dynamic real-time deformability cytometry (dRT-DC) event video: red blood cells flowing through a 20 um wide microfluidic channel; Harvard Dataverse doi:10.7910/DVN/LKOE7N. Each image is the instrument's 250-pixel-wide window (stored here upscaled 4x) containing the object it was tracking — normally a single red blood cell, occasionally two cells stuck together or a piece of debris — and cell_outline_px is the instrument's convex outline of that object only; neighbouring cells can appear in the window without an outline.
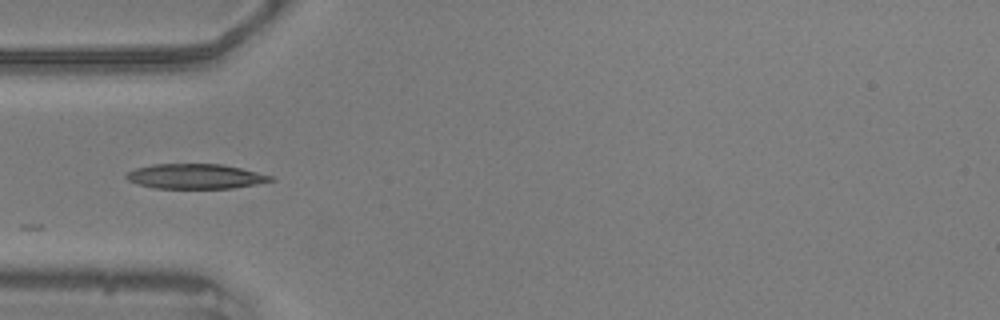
{"species": "common noctule bat (a hibernating species)", "species_latin": "Nyctalus noctula", "temperature_condition": "warm", "stored_images_in_passage": 26, "camera_frame_rate_fps": 3000, "um_per_image_px": 0.085, "animal": {"sex": "male", "body_mass_g": 20.5, "forearm_length_mm": 52.5}, "frame": {"image": 1, "passage_image": 1, "time_ms": 0.0, "image_size_px": [1000, 320], "cell_outline_px": [[276, 180], [256, 184], [232, 188], [156, 188], [136, 184], [128, 180], [124, 176], [128, 172], [136, 168], [152, 164], [224, 164], [272, 176]], "centroid_in_image_um": [16.59, 14.99], "position_along_channel_um": 68.4, "area_um2": 20.87}}
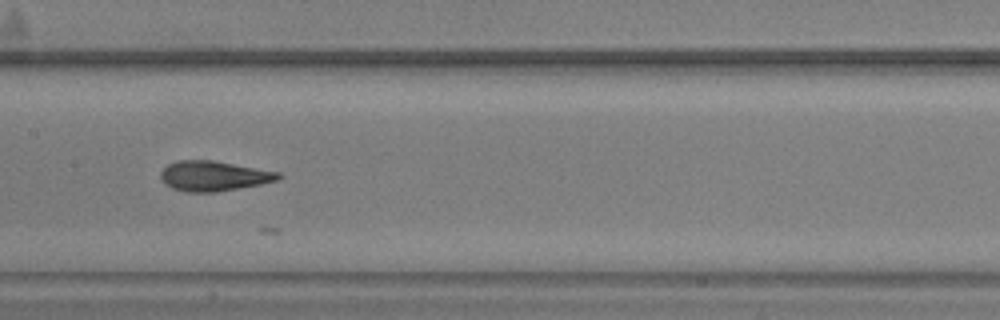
{"frame": {"image": 2, "passage_image": 11, "time_ms": 3.333, "image_size_px": [1000, 320], "cell_outline_px": [[284, 176], [280, 180], [260, 184], [216, 192], [188, 192], [172, 188], [160, 180], [160, 172], [168, 164], [176, 160], [212, 160], [280, 172]], "centroid_in_image_um": [18.17, 14.95], "position_along_channel_um": 189.2, "area_um2": 20.69}}
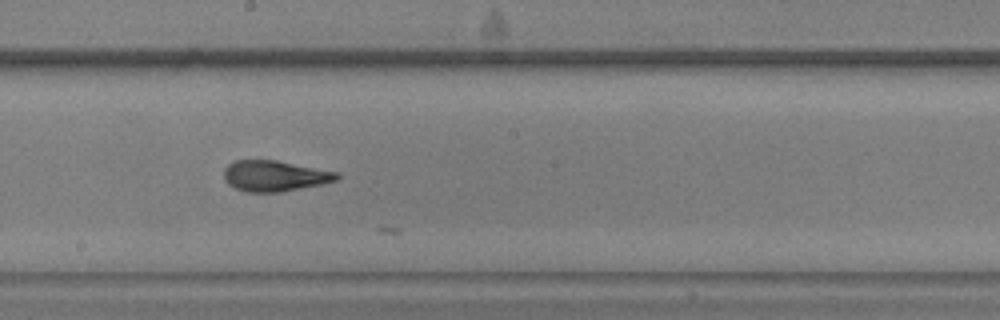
{"frame": {"image": 3, "passage_image": 14, "time_ms": 4.333, "image_size_px": [1000, 320], "cell_outline_px": [[340, 176], [336, 180], [320, 184], [280, 192], [248, 192], [236, 188], [228, 184], [224, 180], [224, 168], [228, 164], [236, 160], [276, 160], [340, 172]], "centroid_in_image_um": [23.34, 14.94], "position_along_channel_um": 224.9, "area_um2": 20.23}}